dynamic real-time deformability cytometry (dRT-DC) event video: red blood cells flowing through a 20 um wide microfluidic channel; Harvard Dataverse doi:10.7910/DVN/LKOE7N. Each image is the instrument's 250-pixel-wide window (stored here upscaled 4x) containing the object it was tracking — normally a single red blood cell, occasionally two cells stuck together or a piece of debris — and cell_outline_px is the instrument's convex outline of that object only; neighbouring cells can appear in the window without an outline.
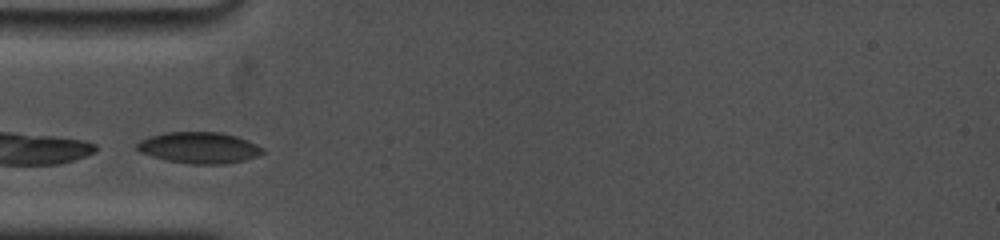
{"species": "common noctule bat (a hibernating species)", "species_latin": "Nyctalus noctula", "temperature_condition": "cold", "stored_images_in_passage": 5, "camera_frame_rate_fps": 5000, "um_per_image_px": 0.085, "animal": {"sex": "female", "body_mass_g": 19.0, "forearm_length_mm": 53.3}, "frame": {"image": 1, "passage_image": 1, "time_ms": 0.0, "image_size_px": [1000, 240], "cell_outline_px": [[264, 152], [256, 156], [244, 160], [224, 164], [192, 164], [168, 160], [152, 156], [140, 152], [136, 148], [136, 144], [140, 140], [148, 136], [164, 132], [220, 132], [236, 136], [256, 144], [264, 148]], "centroid_in_image_um": [16.9, 12.55], "position_along_channel_um": 68.1, "area_um2": 22.83}}
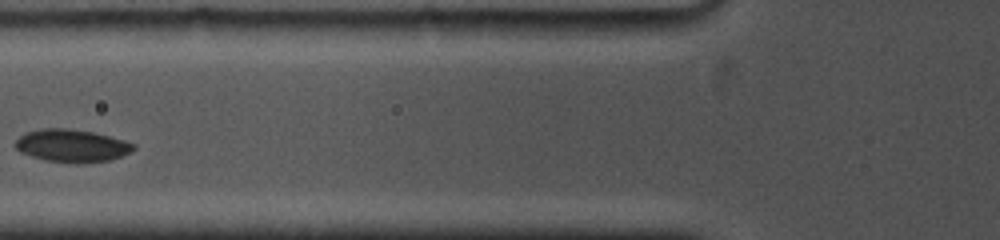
{"frame": {"image": 2, "passage_image": 3, "time_ms": 1.4, "image_size_px": [1000, 240], "cell_outline_px": [[136, 148], [120, 156], [108, 160], [44, 160], [20, 152], [16, 148], [16, 140], [24, 132], [40, 128], [68, 128], [92, 132], [124, 140], [136, 144]], "centroid_in_image_um": [6.06, 12.32], "position_along_channel_um": 119.7, "area_um2": 21.56}}